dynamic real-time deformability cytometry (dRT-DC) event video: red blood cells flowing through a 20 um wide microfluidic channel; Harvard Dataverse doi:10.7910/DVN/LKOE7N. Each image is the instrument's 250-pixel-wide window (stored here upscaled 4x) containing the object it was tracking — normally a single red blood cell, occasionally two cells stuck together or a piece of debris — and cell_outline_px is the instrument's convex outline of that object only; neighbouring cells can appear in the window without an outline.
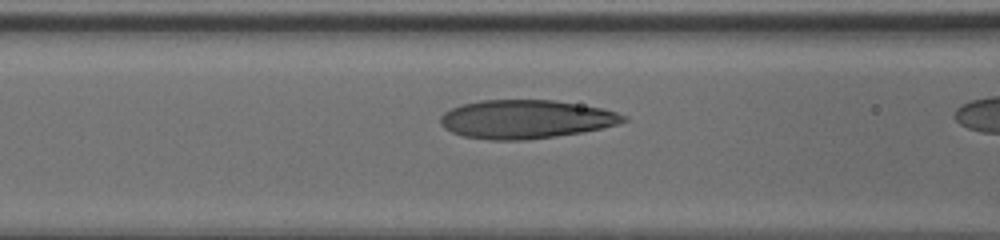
{"species": "human", "species_latin": "Homo sapiens", "temperature_condition": "cold", "stored_images_in_passage": 10, "camera_frame_rate_fps": 3000, "um_per_image_px": 0.085, "donor": {"sex": "male"}, "frame": {"image": 1, "passage_image": 5, "time_ms": 1.333, "image_size_px": [1000, 240], "cell_outline_px": [[628, 120], [616, 124], [600, 128], [580, 132], [556, 136], [524, 140], [492, 140], [464, 136], [452, 132], [444, 128], [440, 124], [440, 116], [444, 112], [460, 104], [480, 100], [552, 100], [600, 108], [616, 112], [628, 116]], "centroid_in_image_um": [44.64, 10.13], "position_along_channel_um": 122.0, "area_um2": 40.92}}
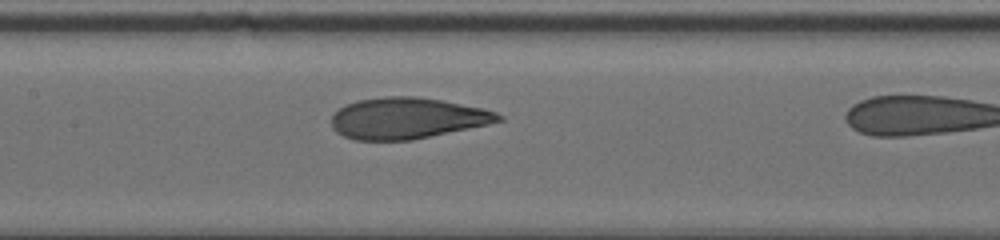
{"frame": {"image": 2, "passage_image": 9, "time_ms": 2.667, "image_size_px": [1000, 240], "cell_outline_px": [[504, 120], [488, 124], [412, 140], [356, 140], [344, 136], [336, 132], [332, 128], [332, 116], [340, 108], [356, 100], [384, 96], [416, 96], [440, 100], [484, 108], [496, 112], [504, 116]], "centroid_in_image_um": [34.61, 10.04], "position_along_channel_um": 172.8, "area_um2": 40.0}}